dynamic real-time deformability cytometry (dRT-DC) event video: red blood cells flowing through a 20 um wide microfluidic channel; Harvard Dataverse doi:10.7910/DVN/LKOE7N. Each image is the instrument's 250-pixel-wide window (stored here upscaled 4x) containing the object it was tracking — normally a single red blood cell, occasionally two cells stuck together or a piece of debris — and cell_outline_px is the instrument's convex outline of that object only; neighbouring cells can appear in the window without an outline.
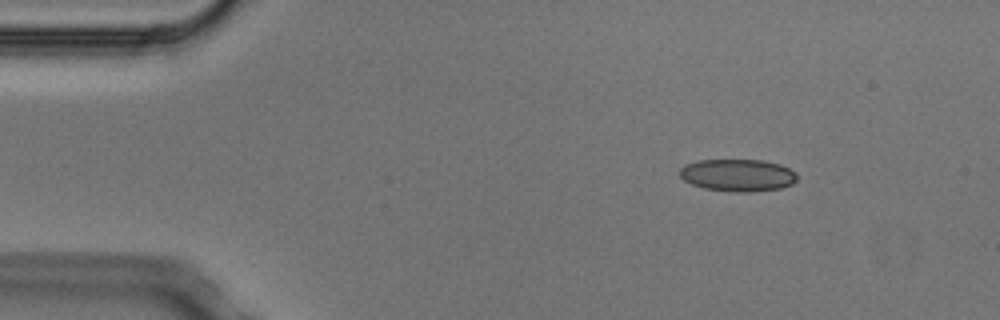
{"species": "Egyptian fruit bat (a non-hibernating species)", "species_latin": "Rousettus aegyptiacus", "temperature_condition": "cold", "stored_images_in_passage": 2, "camera_frame_rate_fps": 3000, "um_per_image_px": 0.085, "animal": {"sex": "male"}, "frame": {"image": 1, "passage_image": 1, "time_ms": 0.0, "image_size_px": [1000, 320], "cell_outline_px": [[796, 180], [792, 184], [780, 188], [752, 192], [732, 192], [704, 188], [692, 184], [684, 180], [680, 176], [680, 168], [684, 164], [700, 160], [764, 160], [780, 164], [796, 172]], "centroid_in_image_um": [62.7, 14.89], "position_along_channel_um": 22.3, "area_um2": 22.14}}